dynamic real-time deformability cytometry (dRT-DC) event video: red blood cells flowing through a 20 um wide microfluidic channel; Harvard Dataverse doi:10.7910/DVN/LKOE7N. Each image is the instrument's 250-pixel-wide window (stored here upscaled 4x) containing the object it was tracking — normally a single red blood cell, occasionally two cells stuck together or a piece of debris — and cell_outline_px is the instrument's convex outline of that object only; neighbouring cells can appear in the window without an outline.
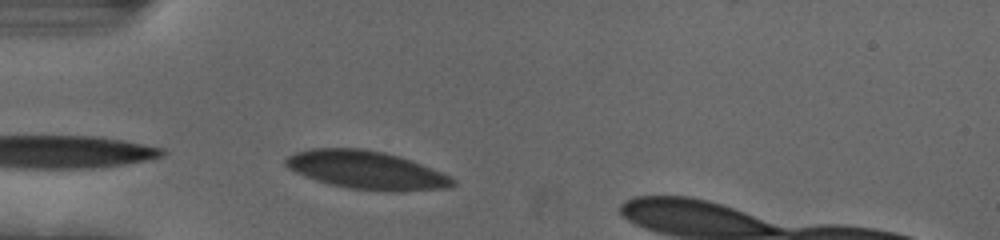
{"species": "human", "species_latin": "Homo sapiens", "temperature_condition": "cold", "stored_images_in_passage": 10, "camera_frame_rate_fps": 3000, "um_per_image_px": 0.085, "donor": {"sex": "female"}, "frame": {"image": 1, "passage_image": 1, "time_ms": 0.0, "image_size_px": [1000, 240], "cell_outline_px": [[456, 184], [452, 188], [396, 192], [348, 188], [328, 184], [304, 176], [288, 168], [284, 164], [284, 160], [288, 156], [296, 152], [312, 148], [360, 148], [384, 152], [400, 156], [412, 160], [440, 172], [456, 180]], "centroid_in_image_um": [31.16, 14.46], "position_along_channel_um": 53.8, "area_um2": 37.34}}
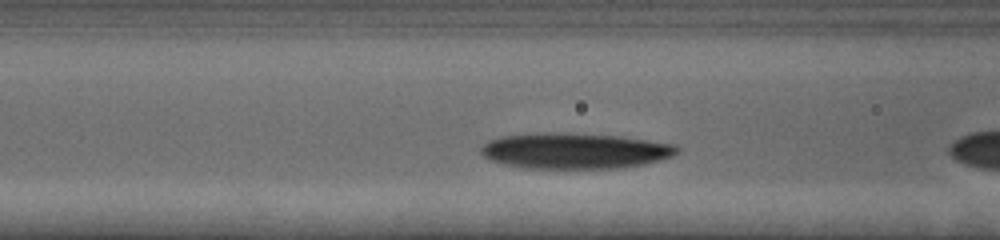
{"frame": {"image": 2, "passage_image": 4, "time_ms": 1.0, "image_size_px": [1000, 240], "cell_outline_px": [[680, 152], [672, 156], [660, 160], [644, 164], [616, 168], [524, 168], [504, 164], [492, 160], [484, 156], [480, 152], [480, 148], [488, 140], [500, 136], [616, 136], [676, 144], [680, 148]], "centroid_in_image_um": [48.93, 12.88], "position_along_channel_um": 117.7, "area_um2": 39.02}}
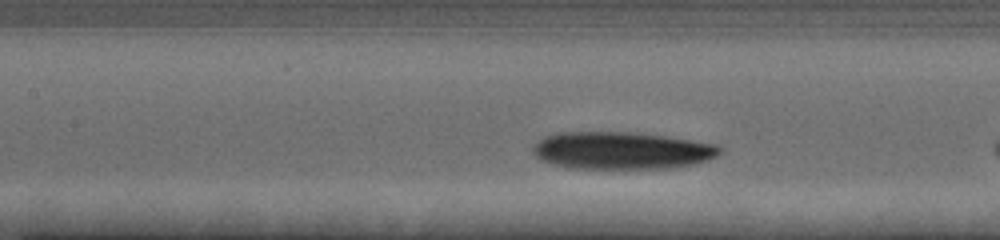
{"frame": {"image": 3, "passage_image": 7, "time_ms": 2.0, "image_size_px": [1000, 240], "cell_outline_px": [[724, 148], [716, 156], [708, 160], [692, 164], [672, 168], [568, 168], [552, 164], [540, 160], [532, 152], [532, 148], [544, 136], [560, 132], [628, 132], [668, 136], [720, 144]], "centroid_in_image_um": [52.87, 12.79], "position_along_channel_um": 154.5, "area_um2": 40.92}}